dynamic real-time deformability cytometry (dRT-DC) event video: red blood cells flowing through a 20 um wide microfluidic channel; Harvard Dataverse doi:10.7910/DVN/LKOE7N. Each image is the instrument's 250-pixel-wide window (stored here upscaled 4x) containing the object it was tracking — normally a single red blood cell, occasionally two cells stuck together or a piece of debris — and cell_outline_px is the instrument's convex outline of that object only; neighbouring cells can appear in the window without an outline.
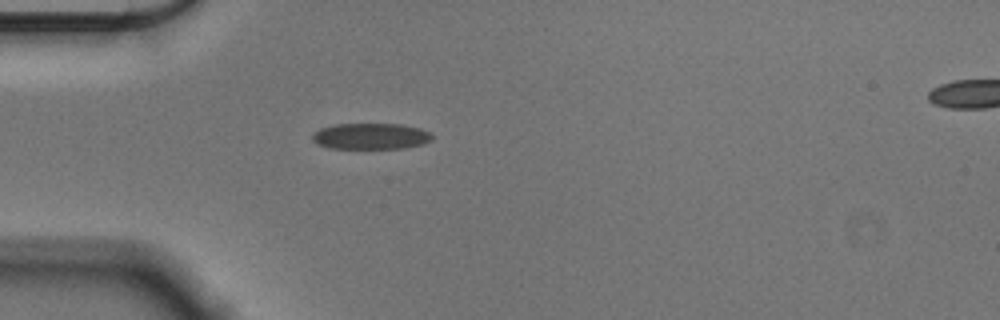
{"species": "Egyptian fruit bat (a non-hibernating species)", "species_latin": "Rousettus aegyptiacus", "temperature_condition": "cold", "stored_images_in_passage": 35, "camera_frame_rate_fps": 3000, "um_per_image_px": 0.085, "animal": {"sex": "male"}, "frame": {"image": 1, "passage_image": 1, "time_ms": 0.0, "image_size_px": [1000, 320], "cell_outline_px": [[432, 140], [424, 144], [404, 148], [328, 148], [316, 144], [312, 140], [312, 132], [320, 128], [332, 124], [400, 124], [420, 128], [432, 132]], "centroid_in_image_um": [31.5, 11.57], "position_along_channel_um": 53.5, "area_um2": 18.5}}
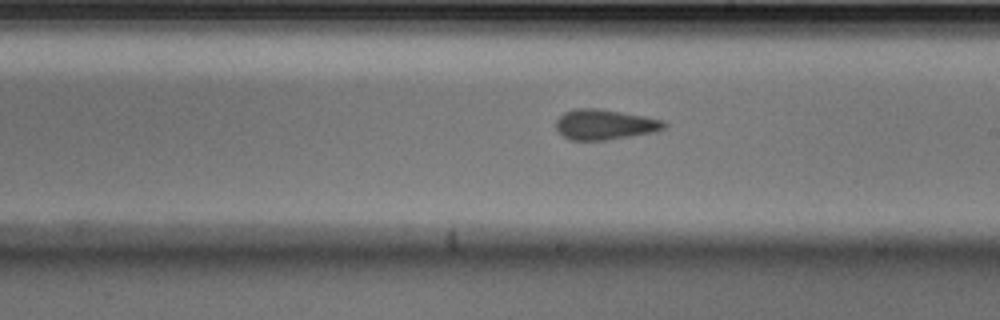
{"frame": {"image": 2, "passage_image": 17, "time_ms": 5.333, "image_size_px": [1000, 320], "cell_outline_px": [[668, 124], [664, 128], [656, 132], [608, 140], [568, 140], [556, 128], [556, 120], [564, 112], [576, 108], [596, 108], [644, 116], [664, 120]], "centroid_in_image_um": [51.42, 10.59], "position_along_channel_um": 237.6, "area_um2": 19.13}}
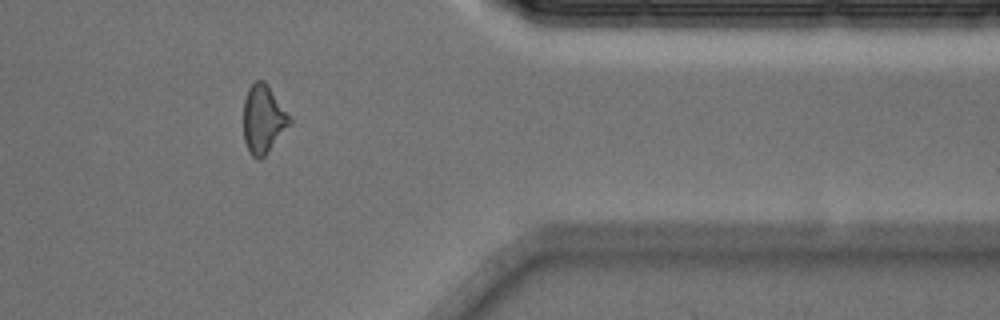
{"frame": {"image": 3, "passage_image": 31, "time_ms": 10.0, "image_size_px": [1000, 320], "cell_outline_px": [[292, 120], [268, 152], [260, 160], [256, 160], [248, 152], [244, 140], [244, 100], [248, 88], [256, 80], [264, 80], [268, 84]], "centroid_in_image_um": [22.35, 10.13], "position_along_channel_um": 389.1, "area_um2": 18.21}, "authors_computed_cell_mechanics": {"area_um2": 18.6694, "velocity_mm_per_s": 3.5912, "shape_relaxation_time_tau1_ms": 3.96, "shape_relaxation_time_tau2_ms": 2.3438, "deformation_change_tau1": 0.1082, "deformation_change_tau2": 0.1}}